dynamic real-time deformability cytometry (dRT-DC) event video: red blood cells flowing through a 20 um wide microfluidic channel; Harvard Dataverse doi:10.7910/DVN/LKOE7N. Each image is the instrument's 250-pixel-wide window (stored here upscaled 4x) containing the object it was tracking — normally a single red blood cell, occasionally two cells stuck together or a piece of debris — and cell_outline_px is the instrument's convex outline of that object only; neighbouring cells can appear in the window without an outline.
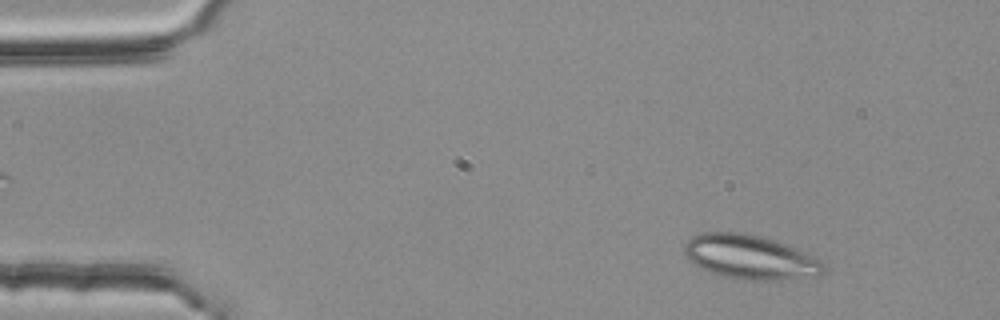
{"species": "common noctule bat (a hibernating species)", "species_latin": "Nyctalus noctula", "temperature_condition": "room temperature", "stored_images_in_passage": 3, "camera_frame_rate_fps": 3000, "um_per_image_px": 0.085, "animal": {"sex": "female", "body_mass_g": 25.1}, "frame": {"image": 1, "passage_image": 3, "time_ms": 0.667, "image_size_px": [1000, 320], "cell_outline_px": [[824, 272], [816, 276], [772, 280], [744, 280], [716, 276], [700, 268], [684, 252], [684, 244], [692, 236], [704, 232], [744, 232], [760, 236], [784, 244], [804, 252], [820, 260], [824, 264]], "centroid_in_image_um": [63.72, 21.86], "position_along_channel_um": 21.3, "area_um2": 35.72}}